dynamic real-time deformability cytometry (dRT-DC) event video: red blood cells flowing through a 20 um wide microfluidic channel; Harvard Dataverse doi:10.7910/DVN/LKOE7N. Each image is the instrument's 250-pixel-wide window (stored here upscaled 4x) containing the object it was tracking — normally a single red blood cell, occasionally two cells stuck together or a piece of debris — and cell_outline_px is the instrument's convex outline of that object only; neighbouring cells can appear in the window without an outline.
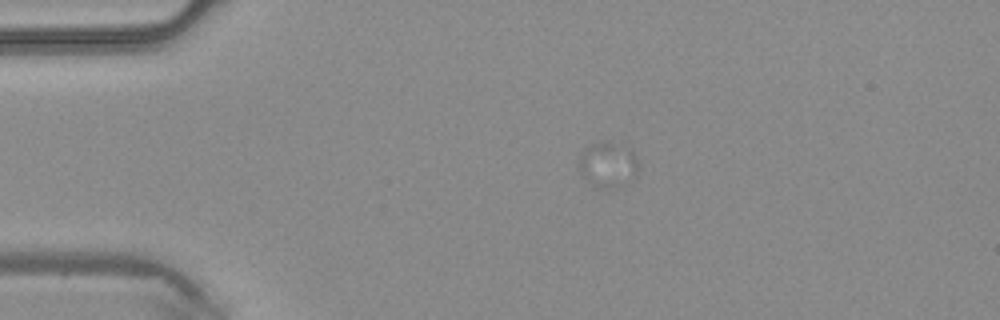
{"species": "common noctule bat (a hibernating species)", "species_latin": "Nyctalus noctula", "temperature_condition": "warm", "stored_images_in_passage": 3, "camera_frame_rate_fps": 3000, "um_per_image_px": 0.085, "animal": {"sex": "male", "body_mass_g": 20.4}, "frame": {"image": 1, "passage_image": 2, "time_ms": 0.333, "image_size_px": [1000, 320], "cell_outline_px": [[636, 180], [628, 184], [612, 188], [592, 188], [580, 172], [580, 156], [584, 148], [592, 144], [604, 140], [608, 140], [632, 148], [636, 156]], "centroid_in_image_um": [51.69, 14.01], "position_along_channel_um": 33.3, "area_um2": 16.24}}